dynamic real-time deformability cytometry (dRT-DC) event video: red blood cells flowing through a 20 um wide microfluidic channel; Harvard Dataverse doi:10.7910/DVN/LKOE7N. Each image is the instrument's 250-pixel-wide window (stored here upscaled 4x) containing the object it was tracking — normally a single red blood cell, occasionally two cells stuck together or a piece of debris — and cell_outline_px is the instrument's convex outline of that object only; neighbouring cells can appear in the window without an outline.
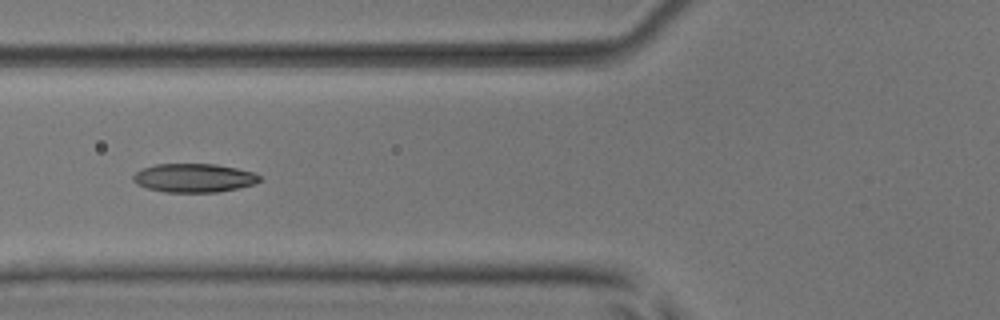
{"species": "common noctule bat (a hibernating species)", "species_latin": "Nyctalus noctula", "temperature_condition": "room temperature", "stored_images_in_passage": 9, "camera_frame_rate_fps": 3000, "um_per_image_px": 0.085, "animal": {"sex": "male", "body_mass_g": 17.9, "forearm_length_mm": 54.2}, "frame": {"image": 1, "passage_image": 6, "time_ms": 1.667, "image_size_px": [1000, 320], "cell_outline_px": [[260, 180], [256, 184], [216, 192], [164, 192], [148, 188], [136, 184], [132, 180], [132, 176], [140, 168], [156, 164], [216, 164], [256, 172], [260, 176]], "centroid_in_image_um": [16.47, 15.11], "position_along_channel_um": 109.3, "area_um2": 21.27}}
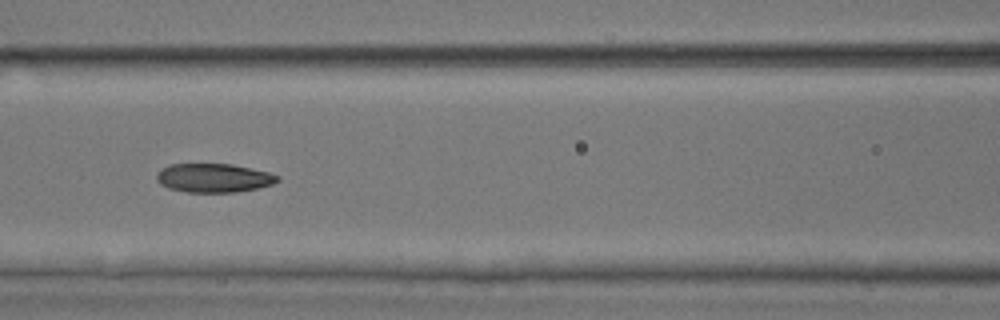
{"frame": {"image": 2, "passage_image": 7, "time_ms": 2.0, "image_size_px": [1000, 320], "cell_outline_px": [[280, 180], [272, 184], [256, 188], [236, 192], [188, 192], [168, 188], [160, 184], [156, 180], [156, 172], [168, 164], [232, 164], [268, 172], [280, 176]], "centroid_in_image_um": [18.13, 15.12], "position_along_channel_um": 148.5, "area_um2": 20.35}}
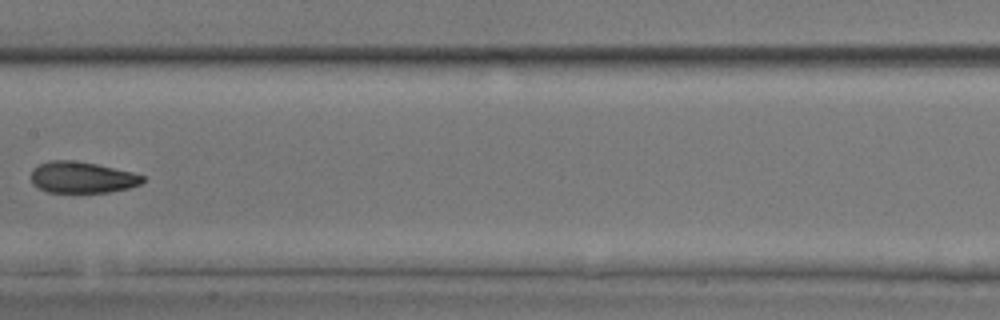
{"frame": {"image": 3, "passage_image": 8, "time_ms": 2.333, "image_size_px": [1000, 320], "cell_outline_px": [[144, 180], [140, 184], [128, 188], [108, 192], [48, 192], [32, 184], [32, 168], [48, 160], [72, 160], [96, 164], [132, 172], [144, 176]], "centroid_in_image_um": [6.96, 15.07], "position_along_channel_um": 200.4, "area_um2": 20.23}}